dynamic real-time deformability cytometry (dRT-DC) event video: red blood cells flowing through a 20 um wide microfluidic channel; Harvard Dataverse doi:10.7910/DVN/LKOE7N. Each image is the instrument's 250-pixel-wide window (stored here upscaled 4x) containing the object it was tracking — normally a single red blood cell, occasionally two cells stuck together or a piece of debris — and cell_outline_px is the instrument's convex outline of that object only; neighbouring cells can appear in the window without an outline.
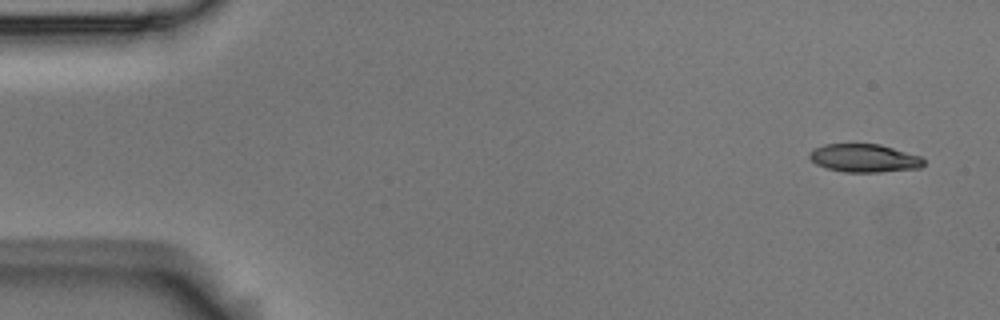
{"species": "Egyptian fruit bat (a non-hibernating species)", "species_latin": "Rousettus aegyptiacus", "temperature_condition": "room temperature", "stored_images_in_passage": 8, "camera_frame_rate_fps": 3000, "um_per_image_px": 0.085, "animal": {"sex": "male"}, "frame": {"image": 1, "passage_image": 1, "time_ms": 0.0, "image_size_px": [1000, 320], "cell_outline_px": [[924, 164], [920, 168], [880, 172], [844, 172], [828, 168], [816, 164], [808, 156], [808, 152], [812, 148], [824, 144], [880, 144], [920, 156], [924, 160]], "centroid_in_image_um": [73.43, 13.43], "position_along_channel_um": 11.6, "area_um2": 18.79}}
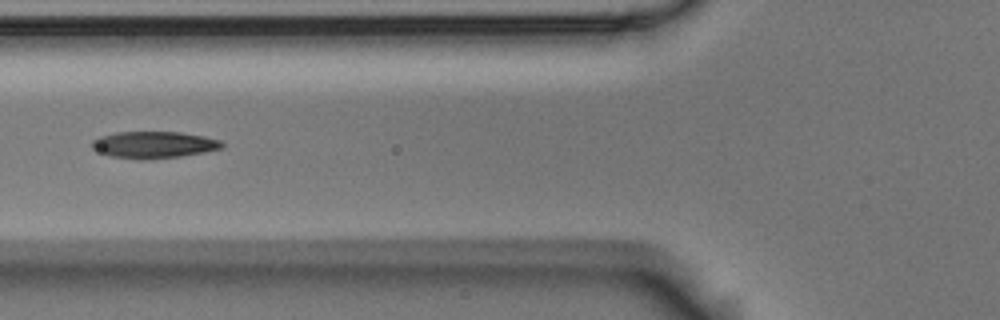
{"frame": {"image": 2, "passage_image": 5, "time_ms": 1.333, "image_size_px": [1000, 320], "cell_outline_px": [[224, 148], [204, 152], [180, 156], [144, 160], [140, 160], [108, 156], [92, 148], [92, 140], [100, 136], [116, 132], [180, 132], [204, 136], [220, 140], [224, 144]], "centroid_in_image_um": [13.07, 12.31], "position_along_channel_um": 112.7, "area_um2": 20.4}}
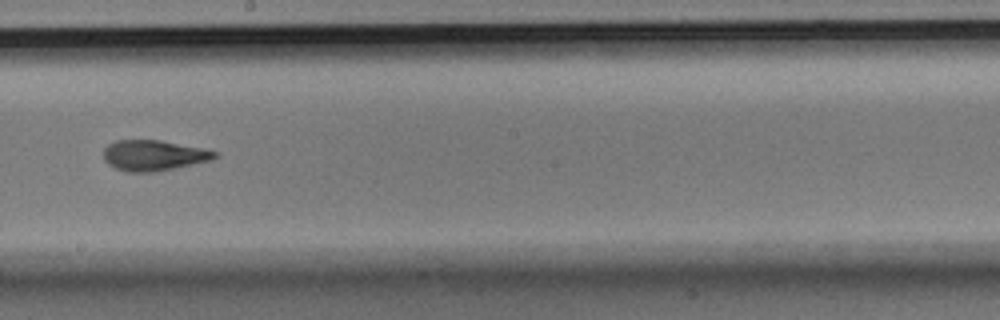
{"frame": {"image": 3, "passage_image": 8, "time_ms": 2.333, "image_size_px": [1000, 320], "cell_outline_px": [[220, 152], [212, 160], [152, 172], [128, 172], [116, 168], [108, 164], [104, 160], [104, 148], [108, 144], [116, 140], [160, 140], [204, 148]], "centroid_in_image_um": [13.06, 13.2], "position_along_channel_um": 235.1, "area_um2": 19.77}}